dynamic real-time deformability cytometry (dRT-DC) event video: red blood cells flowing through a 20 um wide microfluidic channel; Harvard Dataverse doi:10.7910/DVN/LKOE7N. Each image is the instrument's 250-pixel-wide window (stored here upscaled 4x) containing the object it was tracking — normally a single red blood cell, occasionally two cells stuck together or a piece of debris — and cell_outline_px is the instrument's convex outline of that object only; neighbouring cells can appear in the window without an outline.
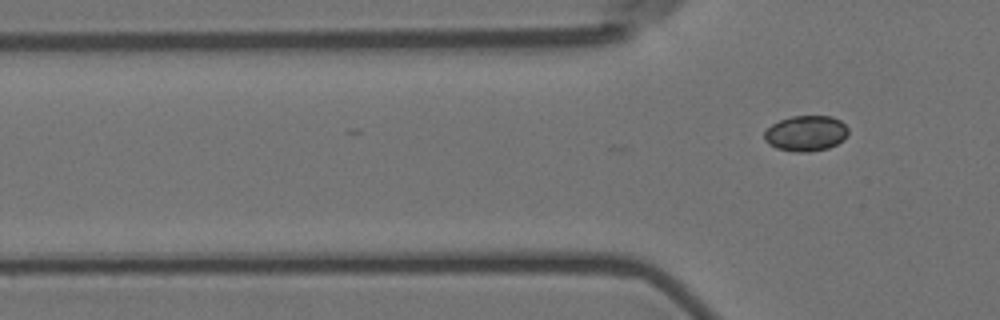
{"species": "Egyptian fruit bat (a non-hibernating species)", "species_latin": "Rousettus aegyptiacus", "temperature_condition": "room temperature", "stored_images_in_passage": 4, "segment_of_instrument_passage": [2, 2], "camera_frame_rate_fps": 3000, "um_per_image_px": 0.085, "animal": {"sex": "female"}, "frame": {"image": 1, "passage_image": 4, "time_ms": 1.0, "image_size_px": [1000, 320], "cell_outline_px": [[848, 132], [844, 140], [828, 148], [808, 152], [796, 152], [776, 148], [768, 144], [764, 140], [764, 132], [772, 124], [780, 120], [792, 116], [832, 116], [840, 120], [848, 128]], "centroid_in_image_um": [68.5, 11.34], "position_along_channel_um": 57.3, "area_um2": 17.46}}